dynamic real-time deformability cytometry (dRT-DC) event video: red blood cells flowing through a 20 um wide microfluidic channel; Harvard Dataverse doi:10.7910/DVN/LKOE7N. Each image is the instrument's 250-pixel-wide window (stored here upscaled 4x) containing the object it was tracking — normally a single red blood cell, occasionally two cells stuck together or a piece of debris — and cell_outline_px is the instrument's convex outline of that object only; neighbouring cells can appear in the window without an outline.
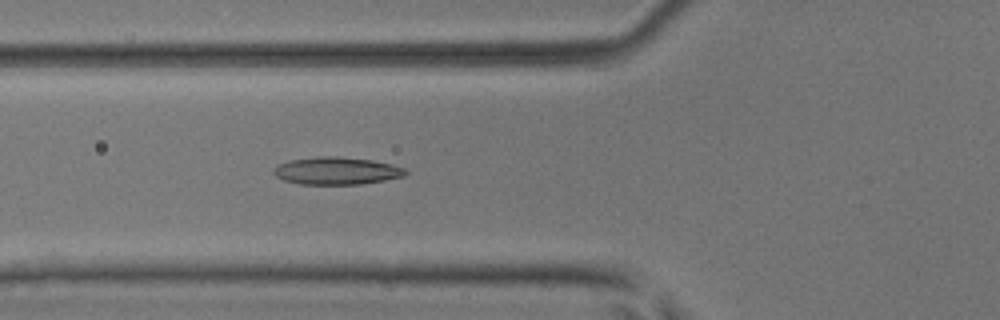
{"species": "common noctule bat (a hibernating species)", "species_latin": "Nyctalus noctula", "temperature_condition": "room temperature", "stored_images_in_passage": 6, "camera_frame_rate_fps": 3000, "um_per_image_px": 0.085, "animal": {"sex": "male", "body_mass_g": 17.9, "forearm_length_mm": 54.2}, "frame": {"image": 1, "passage_image": 6, "time_ms": 1.667, "image_size_px": [1000, 320], "cell_outline_px": [[408, 172], [404, 176], [384, 180], [360, 184], [300, 184], [284, 180], [276, 176], [272, 172], [272, 168], [276, 164], [288, 160], [320, 156], [336, 156], [372, 160], [392, 164], [404, 168]], "centroid_in_image_um": [28.56, 14.51], "position_along_channel_um": 97.2, "area_um2": 21.21}}